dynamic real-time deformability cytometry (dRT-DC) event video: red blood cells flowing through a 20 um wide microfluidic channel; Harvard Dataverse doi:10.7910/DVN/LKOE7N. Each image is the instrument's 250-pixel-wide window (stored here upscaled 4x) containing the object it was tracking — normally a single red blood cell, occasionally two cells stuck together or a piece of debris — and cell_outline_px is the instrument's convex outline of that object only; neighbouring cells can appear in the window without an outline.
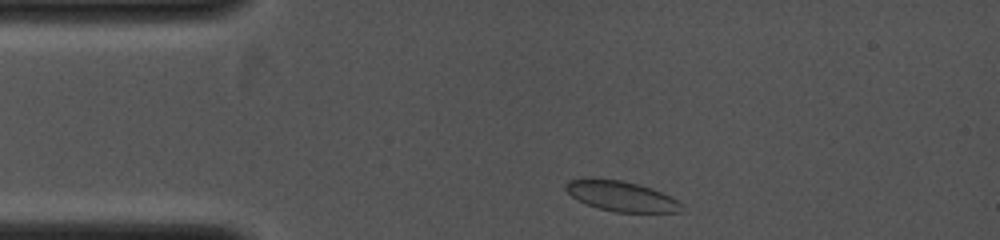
{"species": "common noctule bat (a hibernating species)", "species_latin": "Nyctalus noctula", "temperature_condition": "cold", "stored_images_in_passage": 57, "camera_frame_rate_fps": 4000, "um_per_image_px": 0.085, "animal": {"sex": "female", "body_mass_g": 19.0, "forearm_length_mm": 53.3}, "frame": {"image": 1, "passage_image": 2, "time_ms": 0.25, "image_size_px": [1000, 240], "cell_outline_px": [[684, 212], [616, 212], [600, 208], [588, 204], [572, 196], [564, 188], [564, 184], [568, 180], [624, 180], [640, 184], [652, 188], [684, 204]], "centroid_in_image_um": [52.89, 16.69], "position_along_channel_um": 32.1, "area_um2": 19.94}}
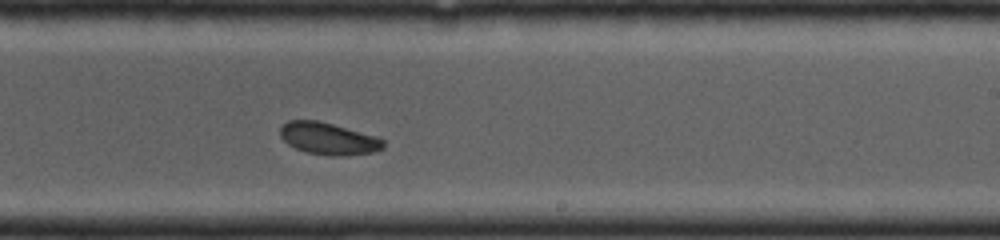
{"frame": {"image": 2, "passage_image": 35, "time_ms": 5.75, "image_size_px": [1000, 240], "cell_outline_px": [[384, 148], [372, 152], [344, 156], [328, 156], [308, 152], [296, 148], [288, 144], [280, 136], [280, 128], [288, 120], [316, 120], [380, 136], [384, 140]], "centroid_in_image_um": [27.95, 11.78], "position_along_channel_um": 261.0, "area_um2": 19.36}}
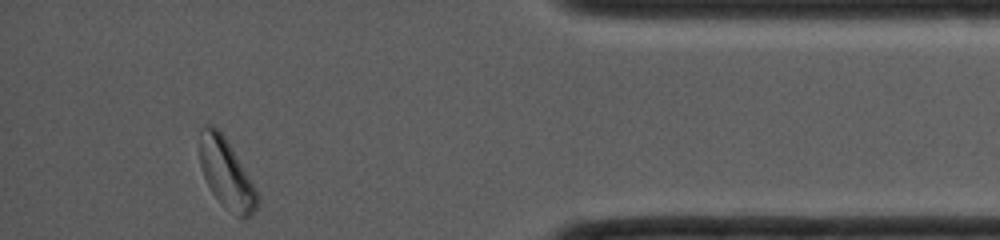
{"frame": {"image": 3, "passage_image": 57, "time_ms": 9.5, "image_size_px": [1000, 240], "cell_outline_px": [[260, 200], [252, 216], [244, 220], [236, 216], [220, 204], [212, 192], [204, 176], [200, 164], [200, 128], [204, 124], [212, 124], [224, 136], [260, 196]], "centroid_in_image_um": [19.24, 14.81], "position_along_channel_um": 416.0, "area_um2": 23.24}}